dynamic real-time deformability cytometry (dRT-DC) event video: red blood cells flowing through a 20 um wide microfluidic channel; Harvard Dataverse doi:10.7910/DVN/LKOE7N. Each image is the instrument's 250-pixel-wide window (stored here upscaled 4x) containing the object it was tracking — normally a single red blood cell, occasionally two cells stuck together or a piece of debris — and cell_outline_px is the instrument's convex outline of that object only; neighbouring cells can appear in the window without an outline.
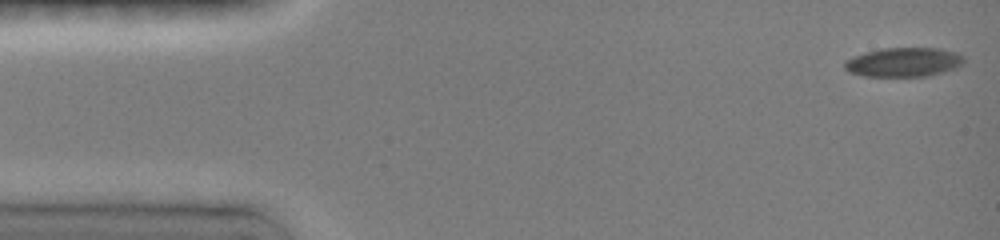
{"species": "common noctule bat (a hibernating species)", "species_latin": "Nyctalus noctula", "temperature_condition": "room temperature", "stored_images_in_passage": 58, "camera_frame_rate_fps": 3000, "um_per_image_px": 0.085, "animal": {"sex": "female", "body_mass_g": 19.0, "forearm_length_mm": 51.5}, "frame": {"image": 1, "passage_image": 1, "time_ms": 0.0, "image_size_px": [1000, 240], "cell_outline_px": [[964, 60], [956, 68], [928, 76], [864, 76], [848, 72], [844, 68], [844, 60], [852, 56], [864, 52], [884, 48], [940, 48], [956, 52], [964, 56]], "centroid_in_image_um": [76.77, 5.28], "position_along_channel_um": 8.2, "area_um2": 20.4}}
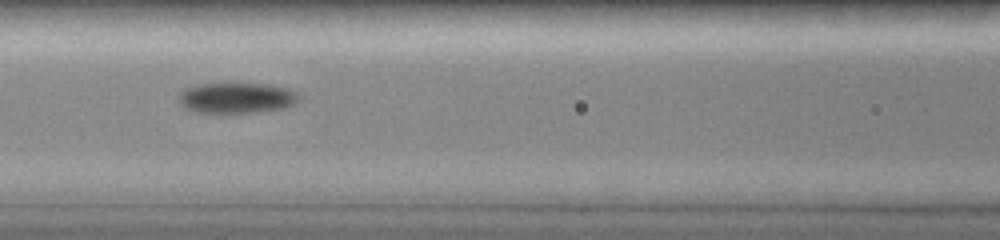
{"frame": {"image": 2, "passage_image": 21, "time_ms": 6.333, "image_size_px": [1000, 240], "cell_outline_px": [[296, 100], [292, 104], [284, 108], [220, 116], [192, 112], [184, 108], [180, 104], [180, 92], [188, 88], [200, 84], [268, 84], [288, 88], [296, 92]], "centroid_in_image_um": [20.02, 8.37], "position_along_channel_um": 146.6, "area_um2": 21.79}}
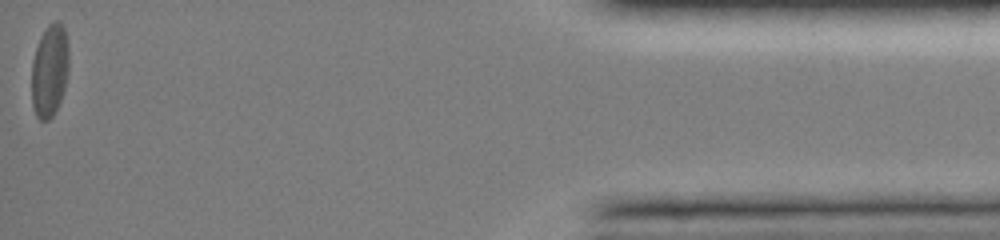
{"frame": {"image": 3, "passage_image": 58, "time_ms": 15.333, "image_size_px": [1000, 240], "cell_outline_px": [[68, 72], [64, 88], [60, 100], [52, 116], [48, 120], [40, 120], [36, 116], [32, 104], [32, 60], [40, 36], [48, 24], [56, 20], [60, 20], [64, 28], [68, 44]], "centroid_in_image_um": [4.21, 5.96], "position_along_channel_um": 431.0, "area_um2": 20.11}, "authors_computed_cell_mechanics": {"area_um2": 20.6924, "velocity_mm_per_s": 4.0158, "shape_relaxation_time_tau1_ms": 4.1315, "shape_relaxation_time_tau2_ms": 3.2581, "deformation_change_tau1": 0.1269, "deformation_change_tau2": 0.0475}}